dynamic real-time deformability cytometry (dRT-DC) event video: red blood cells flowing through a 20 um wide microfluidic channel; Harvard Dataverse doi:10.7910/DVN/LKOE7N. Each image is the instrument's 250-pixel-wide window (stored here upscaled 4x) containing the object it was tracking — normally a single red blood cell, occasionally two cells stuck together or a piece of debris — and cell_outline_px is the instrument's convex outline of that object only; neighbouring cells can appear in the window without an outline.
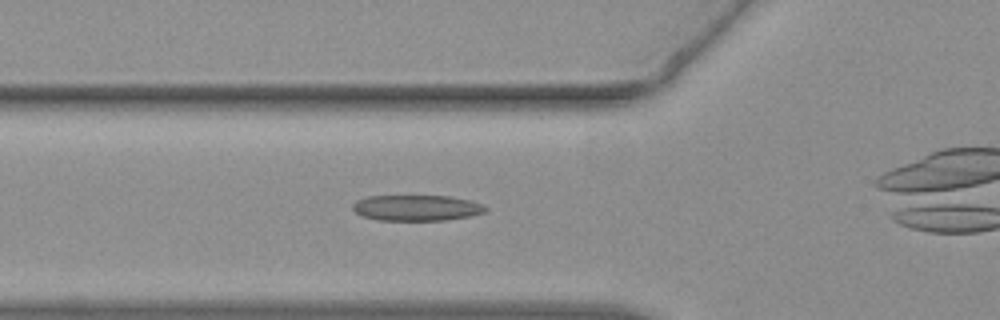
{"species": "common noctule bat (a hibernating species)", "species_latin": "Nyctalus noctula", "temperature_condition": "warm", "stored_images_in_passage": 36, "camera_frame_rate_fps": 3000, "um_per_image_px": 0.085, "animal": {"sex": "female", "body_mass_g": 19.3, "forearm_length_mm": 54.1}, "frame": {"image": 1, "passage_image": 11, "time_ms": 3.333, "image_size_px": [1000, 320], "cell_outline_px": [[488, 208], [484, 212], [472, 216], [448, 220], [376, 220], [364, 216], [356, 212], [352, 208], [352, 204], [356, 200], [368, 196], [448, 196], [468, 200], [484, 204]], "centroid_in_image_um": [35.43, 17.67], "position_along_channel_um": 90.4, "area_um2": 20.0}}
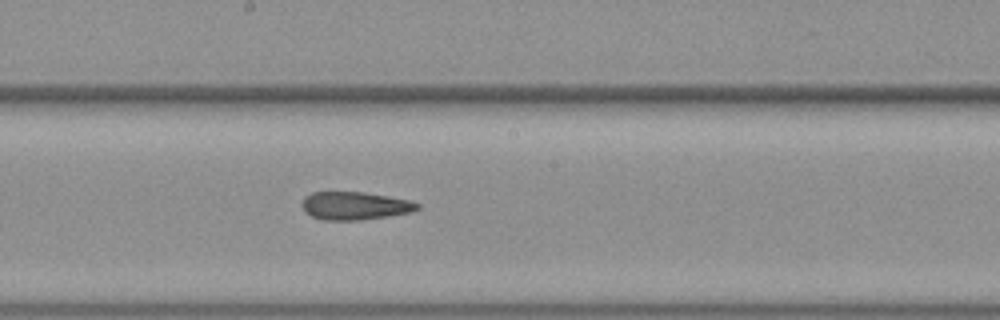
{"frame": {"image": 2, "passage_image": 21, "time_ms": 6.667, "image_size_px": [1000, 320], "cell_outline_px": [[420, 208], [416, 212], [360, 220], [324, 220], [312, 216], [304, 212], [300, 204], [304, 196], [312, 192], [364, 192], [388, 196], [408, 200], [420, 204]], "centroid_in_image_um": [30.16, 17.49], "position_along_channel_um": 218.0, "area_um2": 19.07}}
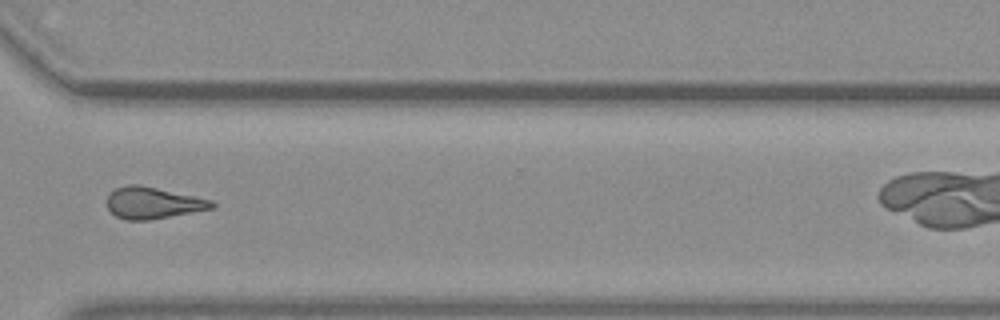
{"frame": {"image": 3, "passage_image": 32, "time_ms": 10.333, "image_size_px": [1000, 320], "cell_outline_px": [[216, 204], [212, 208], [192, 212], [148, 220], [124, 220], [116, 216], [108, 208], [108, 196], [116, 188], [128, 184], [140, 184], [196, 196], [212, 200]], "centroid_in_image_um": [13.0, 17.24], "position_along_channel_um": 357.6, "area_um2": 19.19}}